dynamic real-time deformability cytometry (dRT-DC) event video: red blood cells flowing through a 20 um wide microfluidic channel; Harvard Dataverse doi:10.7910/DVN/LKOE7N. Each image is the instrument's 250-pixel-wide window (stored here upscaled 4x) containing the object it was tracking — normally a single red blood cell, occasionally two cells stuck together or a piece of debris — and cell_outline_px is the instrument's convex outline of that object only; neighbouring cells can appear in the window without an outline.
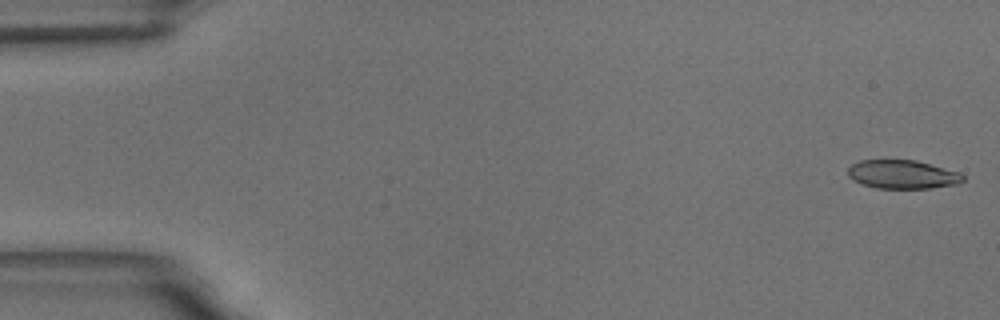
{"species": "common noctule bat (a hibernating species)", "species_latin": "Nyctalus noctula", "temperature_condition": "room temperature", "stored_images_in_passage": 57, "camera_frame_rate_fps": 3000, "um_per_image_px": 0.085, "animal": {"sex": "male", "body_mass_g": 18.8}, "frame": {"image": 1, "passage_image": 1, "time_ms": 0.0, "image_size_px": [1000, 320], "cell_outline_px": [[964, 180], [956, 184], [932, 188], [876, 188], [860, 184], [852, 180], [848, 176], [848, 168], [852, 164], [860, 160], [916, 160], [960, 172], [964, 176]], "centroid_in_image_um": [76.69, 14.82], "position_along_channel_um": 8.3, "area_um2": 19.31}}
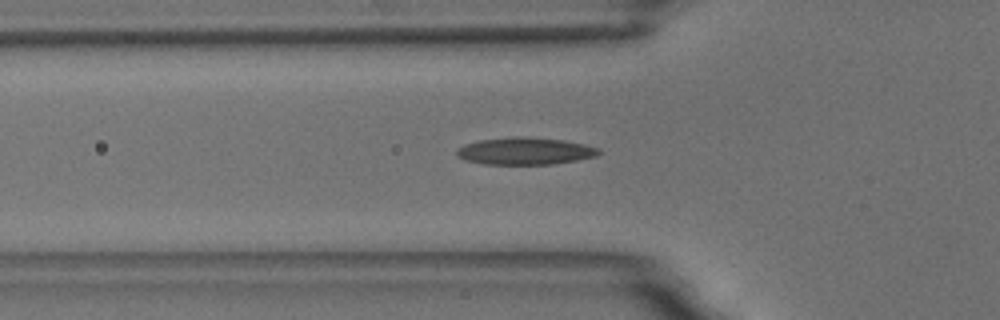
{"frame": {"image": 2, "passage_image": 19, "time_ms": 6.0, "image_size_px": [1000, 320], "cell_outline_px": [[600, 152], [596, 156], [576, 160], [552, 164], [484, 164], [464, 160], [456, 156], [456, 148], [464, 144], [476, 140], [524, 136], [564, 140], [584, 144], [600, 148]], "centroid_in_image_um": [44.58, 12.84], "position_along_channel_um": 81.2, "area_um2": 22.6}}
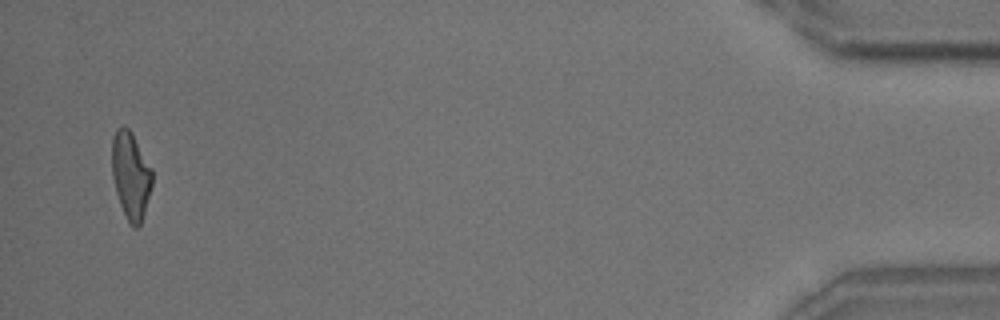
{"frame": {"image": 3, "passage_image": 55, "time_ms": 18.0, "image_size_px": [1000, 320], "cell_outline_px": [[152, 184], [144, 212], [140, 224], [136, 228], [132, 228], [120, 204], [116, 192], [112, 176], [112, 136], [116, 128], [128, 128], [132, 132], [152, 168]], "centroid_in_image_um": [11.11, 14.88], "position_along_channel_um": 424.1, "area_um2": 20.29}, "authors_computed_cell_mechanics": {"area_um2": 20.7502, "velocity_mm_per_s": 3.5464, "shape_relaxation_time_tau1_ms": 5.7151, "shape_relaxation_time_tau2_ms": 2.1008, "deformation_change_tau1": 0.1929, "deformation_change_tau2": 0.1131}}